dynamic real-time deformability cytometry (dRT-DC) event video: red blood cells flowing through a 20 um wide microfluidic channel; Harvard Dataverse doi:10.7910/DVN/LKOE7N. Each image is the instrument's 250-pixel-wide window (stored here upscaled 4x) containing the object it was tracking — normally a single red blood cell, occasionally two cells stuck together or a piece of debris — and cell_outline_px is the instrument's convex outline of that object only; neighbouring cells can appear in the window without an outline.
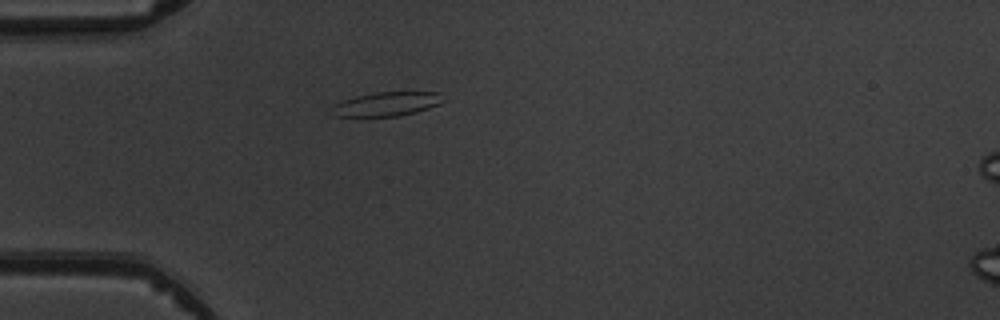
{"species": "common noctule bat (a hibernating species)", "species_latin": "Nyctalus noctula", "temperature_condition": "warm", "stored_images_in_passage": 2, "camera_frame_rate_fps": 3000, "um_per_image_px": 0.085, "animal": {"sex": "male", "body_mass_g": 19.5, "forearm_length_mm": 54.6}, "frame": {"image": 1, "passage_image": 2, "time_ms": 1.0, "image_size_px": [1000, 320], "cell_outline_px": [[444, 100], [440, 104], [416, 112], [400, 116], [332, 116], [332, 104], [356, 96], [376, 92], [440, 92]], "centroid_in_image_um": [32.87, 8.84], "position_along_channel_um": 52.1, "area_um2": 15.61}}